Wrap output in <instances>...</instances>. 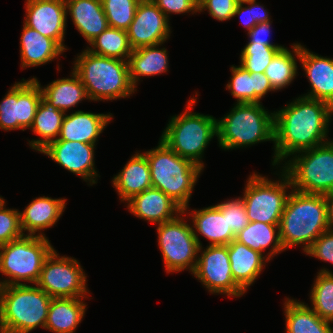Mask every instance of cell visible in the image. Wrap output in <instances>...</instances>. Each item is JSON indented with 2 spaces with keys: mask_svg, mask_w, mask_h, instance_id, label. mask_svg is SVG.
<instances>
[{
  "mask_svg": "<svg viewBox=\"0 0 333 333\" xmlns=\"http://www.w3.org/2000/svg\"><path fill=\"white\" fill-rule=\"evenodd\" d=\"M333 107L323 101L299 97L274 113L273 165L300 151L328 142V124Z\"/></svg>",
  "mask_w": 333,
  "mask_h": 333,
  "instance_id": "cell-1",
  "label": "cell"
},
{
  "mask_svg": "<svg viewBox=\"0 0 333 333\" xmlns=\"http://www.w3.org/2000/svg\"><path fill=\"white\" fill-rule=\"evenodd\" d=\"M327 230L325 195L292 190L279 223V237L284 250L302 243L306 252Z\"/></svg>",
  "mask_w": 333,
  "mask_h": 333,
  "instance_id": "cell-2",
  "label": "cell"
},
{
  "mask_svg": "<svg viewBox=\"0 0 333 333\" xmlns=\"http://www.w3.org/2000/svg\"><path fill=\"white\" fill-rule=\"evenodd\" d=\"M73 71L83 83L90 100H115L134 93L128 61L96 55L85 50L77 57Z\"/></svg>",
  "mask_w": 333,
  "mask_h": 333,
  "instance_id": "cell-3",
  "label": "cell"
},
{
  "mask_svg": "<svg viewBox=\"0 0 333 333\" xmlns=\"http://www.w3.org/2000/svg\"><path fill=\"white\" fill-rule=\"evenodd\" d=\"M144 154L150 168L152 187L169 196L183 209L181 214H185L202 168L179 156L161 139L155 149Z\"/></svg>",
  "mask_w": 333,
  "mask_h": 333,
  "instance_id": "cell-4",
  "label": "cell"
},
{
  "mask_svg": "<svg viewBox=\"0 0 333 333\" xmlns=\"http://www.w3.org/2000/svg\"><path fill=\"white\" fill-rule=\"evenodd\" d=\"M51 297L26 284L0 287V326L9 333H29L45 328Z\"/></svg>",
  "mask_w": 333,
  "mask_h": 333,
  "instance_id": "cell-5",
  "label": "cell"
},
{
  "mask_svg": "<svg viewBox=\"0 0 333 333\" xmlns=\"http://www.w3.org/2000/svg\"><path fill=\"white\" fill-rule=\"evenodd\" d=\"M219 145L234 149L263 141L274 142V113L260 103H237L223 119L216 120Z\"/></svg>",
  "mask_w": 333,
  "mask_h": 333,
  "instance_id": "cell-6",
  "label": "cell"
},
{
  "mask_svg": "<svg viewBox=\"0 0 333 333\" xmlns=\"http://www.w3.org/2000/svg\"><path fill=\"white\" fill-rule=\"evenodd\" d=\"M195 102L196 98H191L185 112L171 118L161 140L179 156L203 169L201 155L209 141L217 135L216 119L200 113H189Z\"/></svg>",
  "mask_w": 333,
  "mask_h": 333,
  "instance_id": "cell-7",
  "label": "cell"
},
{
  "mask_svg": "<svg viewBox=\"0 0 333 333\" xmlns=\"http://www.w3.org/2000/svg\"><path fill=\"white\" fill-rule=\"evenodd\" d=\"M54 250L42 233L26 235L0 246V272L11 278L0 282L4 285H20V280L38 281L45 259Z\"/></svg>",
  "mask_w": 333,
  "mask_h": 333,
  "instance_id": "cell-8",
  "label": "cell"
},
{
  "mask_svg": "<svg viewBox=\"0 0 333 333\" xmlns=\"http://www.w3.org/2000/svg\"><path fill=\"white\" fill-rule=\"evenodd\" d=\"M298 153L302 154L289 160L284 167L292 189L323 195L333 192V142Z\"/></svg>",
  "mask_w": 333,
  "mask_h": 333,
  "instance_id": "cell-9",
  "label": "cell"
},
{
  "mask_svg": "<svg viewBox=\"0 0 333 333\" xmlns=\"http://www.w3.org/2000/svg\"><path fill=\"white\" fill-rule=\"evenodd\" d=\"M282 174V180L276 182L257 174L249 177L242 197L249 222L279 225L289 197L286 188L292 187L288 175Z\"/></svg>",
  "mask_w": 333,
  "mask_h": 333,
  "instance_id": "cell-10",
  "label": "cell"
},
{
  "mask_svg": "<svg viewBox=\"0 0 333 333\" xmlns=\"http://www.w3.org/2000/svg\"><path fill=\"white\" fill-rule=\"evenodd\" d=\"M183 219L177 216L173 220L158 224V245L167 273L188 268L193 273L197 264L196 256L202 249L195 230Z\"/></svg>",
  "mask_w": 333,
  "mask_h": 333,
  "instance_id": "cell-11",
  "label": "cell"
},
{
  "mask_svg": "<svg viewBox=\"0 0 333 333\" xmlns=\"http://www.w3.org/2000/svg\"><path fill=\"white\" fill-rule=\"evenodd\" d=\"M35 285L51 298H84L88 293L86 276L78 261L60 258L55 250L45 259Z\"/></svg>",
  "mask_w": 333,
  "mask_h": 333,
  "instance_id": "cell-12",
  "label": "cell"
},
{
  "mask_svg": "<svg viewBox=\"0 0 333 333\" xmlns=\"http://www.w3.org/2000/svg\"><path fill=\"white\" fill-rule=\"evenodd\" d=\"M36 78L15 83L0 102V128L14 130L30 128L42 97Z\"/></svg>",
  "mask_w": 333,
  "mask_h": 333,
  "instance_id": "cell-13",
  "label": "cell"
},
{
  "mask_svg": "<svg viewBox=\"0 0 333 333\" xmlns=\"http://www.w3.org/2000/svg\"><path fill=\"white\" fill-rule=\"evenodd\" d=\"M197 257L193 274L211 293H223L234 297H240L245 293L233 279L227 245H209L201 257Z\"/></svg>",
  "mask_w": 333,
  "mask_h": 333,
  "instance_id": "cell-14",
  "label": "cell"
},
{
  "mask_svg": "<svg viewBox=\"0 0 333 333\" xmlns=\"http://www.w3.org/2000/svg\"><path fill=\"white\" fill-rule=\"evenodd\" d=\"M168 19L151 0L140 1L126 30L131 48L163 44L170 34Z\"/></svg>",
  "mask_w": 333,
  "mask_h": 333,
  "instance_id": "cell-15",
  "label": "cell"
},
{
  "mask_svg": "<svg viewBox=\"0 0 333 333\" xmlns=\"http://www.w3.org/2000/svg\"><path fill=\"white\" fill-rule=\"evenodd\" d=\"M65 0H27L24 24L47 38L55 40L64 50L66 28Z\"/></svg>",
  "mask_w": 333,
  "mask_h": 333,
  "instance_id": "cell-16",
  "label": "cell"
},
{
  "mask_svg": "<svg viewBox=\"0 0 333 333\" xmlns=\"http://www.w3.org/2000/svg\"><path fill=\"white\" fill-rule=\"evenodd\" d=\"M94 148L95 144L55 140L41 153L48 155L68 171L81 176L83 180L95 184L98 174L94 169Z\"/></svg>",
  "mask_w": 333,
  "mask_h": 333,
  "instance_id": "cell-17",
  "label": "cell"
},
{
  "mask_svg": "<svg viewBox=\"0 0 333 333\" xmlns=\"http://www.w3.org/2000/svg\"><path fill=\"white\" fill-rule=\"evenodd\" d=\"M127 202L130 212L141 219L161 224L173 220L183 209L169 196L156 188H149ZM174 214H177L174 216Z\"/></svg>",
  "mask_w": 333,
  "mask_h": 333,
  "instance_id": "cell-18",
  "label": "cell"
},
{
  "mask_svg": "<svg viewBox=\"0 0 333 333\" xmlns=\"http://www.w3.org/2000/svg\"><path fill=\"white\" fill-rule=\"evenodd\" d=\"M299 59L312 87L311 92L303 97L323 101L333 107V59L313 54L301 45Z\"/></svg>",
  "mask_w": 333,
  "mask_h": 333,
  "instance_id": "cell-19",
  "label": "cell"
},
{
  "mask_svg": "<svg viewBox=\"0 0 333 333\" xmlns=\"http://www.w3.org/2000/svg\"><path fill=\"white\" fill-rule=\"evenodd\" d=\"M111 118L110 114H94L81 110L70 115L65 114L59 137L56 140L95 144Z\"/></svg>",
  "mask_w": 333,
  "mask_h": 333,
  "instance_id": "cell-20",
  "label": "cell"
},
{
  "mask_svg": "<svg viewBox=\"0 0 333 333\" xmlns=\"http://www.w3.org/2000/svg\"><path fill=\"white\" fill-rule=\"evenodd\" d=\"M76 29L90 43L109 27L102 0H65Z\"/></svg>",
  "mask_w": 333,
  "mask_h": 333,
  "instance_id": "cell-21",
  "label": "cell"
},
{
  "mask_svg": "<svg viewBox=\"0 0 333 333\" xmlns=\"http://www.w3.org/2000/svg\"><path fill=\"white\" fill-rule=\"evenodd\" d=\"M232 276L235 283L244 291L257 279L267 258L235 239L228 245Z\"/></svg>",
  "mask_w": 333,
  "mask_h": 333,
  "instance_id": "cell-22",
  "label": "cell"
},
{
  "mask_svg": "<svg viewBox=\"0 0 333 333\" xmlns=\"http://www.w3.org/2000/svg\"><path fill=\"white\" fill-rule=\"evenodd\" d=\"M112 181L121 201H128L151 188V174L146 155L136 153Z\"/></svg>",
  "mask_w": 333,
  "mask_h": 333,
  "instance_id": "cell-23",
  "label": "cell"
},
{
  "mask_svg": "<svg viewBox=\"0 0 333 333\" xmlns=\"http://www.w3.org/2000/svg\"><path fill=\"white\" fill-rule=\"evenodd\" d=\"M65 201L66 199L45 196L34 199L23 212H20L22 232L27 230L28 235H36L37 231L53 226L64 212Z\"/></svg>",
  "mask_w": 333,
  "mask_h": 333,
  "instance_id": "cell-24",
  "label": "cell"
},
{
  "mask_svg": "<svg viewBox=\"0 0 333 333\" xmlns=\"http://www.w3.org/2000/svg\"><path fill=\"white\" fill-rule=\"evenodd\" d=\"M22 67L38 66L53 61L65 50L53 39L24 24L20 39Z\"/></svg>",
  "mask_w": 333,
  "mask_h": 333,
  "instance_id": "cell-25",
  "label": "cell"
},
{
  "mask_svg": "<svg viewBox=\"0 0 333 333\" xmlns=\"http://www.w3.org/2000/svg\"><path fill=\"white\" fill-rule=\"evenodd\" d=\"M86 304L81 298H52L45 329L56 333H73L84 317Z\"/></svg>",
  "mask_w": 333,
  "mask_h": 333,
  "instance_id": "cell-26",
  "label": "cell"
},
{
  "mask_svg": "<svg viewBox=\"0 0 333 333\" xmlns=\"http://www.w3.org/2000/svg\"><path fill=\"white\" fill-rule=\"evenodd\" d=\"M232 78L227 84L237 103H261L269 91H275L264 73H250L243 67H231Z\"/></svg>",
  "mask_w": 333,
  "mask_h": 333,
  "instance_id": "cell-27",
  "label": "cell"
},
{
  "mask_svg": "<svg viewBox=\"0 0 333 333\" xmlns=\"http://www.w3.org/2000/svg\"><path fill=\"white\" fill-rule=\"evenodd\" d=\"M159 45L144 46L132 50L128 59L129 78L136 88L139 76H154L168 71L167 50Z\"/></svg>",
  "mask_w": 333,
  "mask_h": 333,
  "instance_id": "cell-28",
  "label": "cell"
},
{
  "mask_svg": "<svg viewBox=\"0 0 333 333\" xmlns=\"http://www.w3.org/2000/svg\"><path fill=\"white\" fill-rule=\"evenodd\" d=\"M193 225L196 231L211 241V246L228 245L236 235L228 228L226 216L216 206L194 210Z\"/></svg>",
  "mask_w": 333,
  "mask_h": 333,
  "instance_id": "cell-29",
  "label": "cell"
},
{
  "mask_svg": "<svg viewBox=\"0 0 333 333\" xmlns=\"http://www.w3.org/2000/svg\"><path fill=\"white\" fill-rule=\"evenodd\" d=\"M287 299L284 303L287 333H333L330 322L321 319L313 309L302 302Z\"/></svg>",
  "mask_w": 333,
  "mask_h": 333,
  "instance_id": "cell-30",
  "label": "cell"
},
{
  "mask_svg": "<svg viewBox=\"0 0 333 333\" xmlns=\"http://www.w3.org/2000/svg\"><path fill=\"white\" fill-rule=\"evenodd\" d=\"M64 116V112L56 109L43 96L41 97L33 124L30 128H32L35 134H38L43 139L29 141L32 149L41 152L51 142L56 140L54 138L60 134Z\"/></svg>",
  "mask_w": 333,
  "mask_h": 333,
  "instance_id": "cell-31",
  "label": "cell"
},
{
  "mask_svg": "<svg viewBox=\"0 0 333 333\" xmlns=\"http://www.w3.org/2000/svg\"><path fill=\"white\" fill-rule=\"evenodd\" d=\"M41 91L48 102L64 113L84 98L89 99L83 83L74 71L72 78L55 80Z\"/></svg>",
  "mask_w": 333,
  "mask_h": 333,
  "instance_id": "cell-32",
  "label": "cell"
},
{
  "mask_svg": "<svg viewBox=\"0 0 333 333\" xmlns=\"http://www.w3.org/2000/svg\"><path fill=\"white\" fill-rule=\"evenodd\" d=\"M235 240L261 254L263 250L272 245V250L268 254V257H266L268 260H270L273 255L284 251L279 237V225L249 222L248 225L236 235Z\"/></svg>",
  "mask_w": 333,
  "mask_h": 333,
  "instance_id": "cell-33",
  "label": "cell"
},
{
  "mask_svg": "<svg viewBox=\"0 0 333 333\" xmlns=\"http://www.w3.org/2000/svg\"><path fill=\"white\" fill-rule=\"evenodd\" d=\"M292 54L287 48L279 50L269 65L266 67L264 74L268 77L274 90H279L289 85L296 76L297 63L294 56H300V44H295Z\"/></svg>",
  "mask_w": 333,
  "mask_h": 333,
  "instance_id": "cell-34",
  "label": "cell"
},
{
  "mask_svg": "<svg viewBox=\"0 0 333 333\" xmlns=\"http://www.w3.org/2000/svg\"><path fill=\"white\" fill-rule=\"evenodd\" d=\"M90 44V46L93 47L87 50L96 55L125 61H128L133 50L129 44L127 32L112 27L105 29L99 36L93 39Z\"/></svg>",
  "mask_w": 333,
  "mask_h": 333,
  "instance_id": "cell-35",
  "label": "cell"
},
{
  "mask_svg": "<svg viewBox=\"0 0 333 333\" xmlns=\"http://www.w3.org/2000/svg\"><path fill=\"white\" fill-rule=\"evenodd\" d=\"M310 295L313 311L321 319L333 322V274L328 269L318 272Z\"/></svg>",
  "mask_w": 333,
  "mask_h": 333,
  "instance_id": "cell-36",
  "label": "cell"
},
{
  "mask_svg": "<svg viewBox=\"0 0 333 333\" xmlns=\"http://www.w3.org/2000/svg\"><path fill=\"white\" fill-rule=\"evenodd\" d=\"M283 48L248 42L241 52L240 66L250 73H264L275 54Z\"/></svg>",
  "mask_w": 333,
  "mask_h": 333,
  "instance_id": "cell-37",
  "label": "cell"
},
{
  "mask_svg": "<svg viewBox=\"0 0 333 333\" xmlns=\"http://www.w3.org/2000/svg\"><path fill=\"white\" fill-rule=\"evenodd\" d=\"M140 0H102L109 27L127 30L134 19Z\"/></svg>",
  "mask_w": 333,
  "mask_h": 333,
  "instance_id": "cell-38",
  "label": "cell"
},
{
  "mask_svg": "<svg viewBox=\"0 0 333 333\" xmlns=\"http://www.w3.org/2000/svg\"><path fill=\"white\" fill-rule=\"evenodd\" d=\"M223 216H226L228 228L237 235L249 223L245 205L242 198L229 200L215 205Z\"/></svg>",
  "mask_w": 333,
  "mask_h": 333,
  "instance_id": "cell-39",
  "label": "cell"
},
{
  "mask_svg": "<svg viewBox=\"0 0 333 333\" xmlns=\"http://www.w3.org/2000/svg\"><path fill=\"white\" fill-rule=\"evenodd\" d=\"M0 206V246L24 235L20 225V212Z\"/></svg>",
  "mask_w": 333,
  "mask_h": 333,
  "instance_id": "cell-40",
  "label": "cell"
},
{
  "mask_svg": "<svg viewBox=\"0 0 333 333\" xmlns=\"http://www.w3.org/2000/svg\"><path fill=\"white\" fill-rule=\"evenodd\" d=\"M243 4H249L250 6L242 7ZM235 15H240L241 19L243 18V16H245L244 17L245 20H243L244 21L243 23L245 27L248 29V31L251 30L258 23L270 21L268 12L264 10L263 6L257 4L256 0L238 2L233 17Z\"/></svg>",
  "mask_w": 333,
  "mask_h": 333,
  "instance_id": "cell-41",
  "label": "cell"
},
{
  "mask_svg": "<svg viewBox=\"0 0 333 333\" xmlns=\"http://www.w3.org/2000/svg\"><path fill=\"white\" fill-rule=\"evenodd\" d=\"M237 4V0H198V11L207 9L213 18L225 21L233 17Z\"/></svg>",
  "mask_w": 333,
  "mask_h": 333,
  "instance_id": "cell-42",
  "label": "cell"
},
{
  "mask_svg": "<svg viewBox=\"0 0 333 333\" xmlns=\"http://www.w3.org/2000/svg\"><path fill=\"white\" fill-rule=\"evenodd\" d=\"M305 253L333 264V230L321 234Z\"/></svg>",
  "mask_w": 333,
  "mask_h": 333,
  "instance_id": "cell-43",
  "label": "cell"
},
{
  "mask_svg": "<svg viewBox=\"0 0 333 333\" xmlns=\"http://www.w3.org/2000/svg\"><path fill=\"white\" fill-rule=\"evenodd\" d=\"M168 18L170 13L199 12L198 0H151Z\"/></svg>",
  "mask_w": 333,
  "mask_h": 333,
  "instance_id": "cell-44",
  "label": "cell"
},
{
  "mask_svg": "<svg viewBox=\"0 0 333 333\" xmlns=\"http://www.w3.org/2000/svg\"><path fill=\"white\" fill-rule=\"evenodd\" d=\"M270 21L256 24L251 30L248 31L250 37L249 42H255L267 46H280L273 45L266 38L270 34Z\"/></svg>",
  "mask_w": 333,
  "mask_h": 333,
  "instance_id": "cell-45",
  "label": "cell"
},
{
  "mask_svg": "<svg viewBox=\"0 0 333 333\" xmlns=\"http://www.w3.org/2000/svg\"><path fill=\"white\" fill-rule=\"evenodd\" d=\"M327 203V213H328V227L329 230H332L333 226V192L325 195Z\"/></svg>",
  "mask_w": 333,
  "mask_h": 333,
  "instance_id": "cell-46",
  "label": "cell"
},
{
  "mask_svg": "<svg viewBox=\"0 0 333 333\" xmlns=\"http://www.w3.org/2000/svg\"><path fill=\"white\" fill-rule=\"evenodd\" d=\"M3 202H5L4 199L0 197V206L3 204Z\"/></svg>",
  "mask_w": 333,
  "mask_h": 333,
  "instance_id": "cell-47",
  "label": "cell"
},
{
  "mask_svg": "<svg viewBox=\"0 0 333 333\" xmlns=\"http://www.w3.org/2000/svg\"><path fill=\"white\" fill-rule=\"evenodd\" d=\"M4 330H3V328L0 326V333H2Z\"/></svg>",
  "mask_w": 333,
  "mask_h": 333,
  "instance_id": "cell-48",
  "label": "cell"
},
{
  "mask_svg": "<svg viewBox=\"0 0 333 333\" xmlns=\"http://www.w3.org/2000/svg\"><path fill=\"white\" fill-rule=\"evenodd\" d=\"M238 2H244V1H248V0H237Z\"/></svg>",
  "mask_w": 333,
  "mask_h": 333,
  "instance_id": "cell-49",
  "label": "cell"
}]
</instances>
